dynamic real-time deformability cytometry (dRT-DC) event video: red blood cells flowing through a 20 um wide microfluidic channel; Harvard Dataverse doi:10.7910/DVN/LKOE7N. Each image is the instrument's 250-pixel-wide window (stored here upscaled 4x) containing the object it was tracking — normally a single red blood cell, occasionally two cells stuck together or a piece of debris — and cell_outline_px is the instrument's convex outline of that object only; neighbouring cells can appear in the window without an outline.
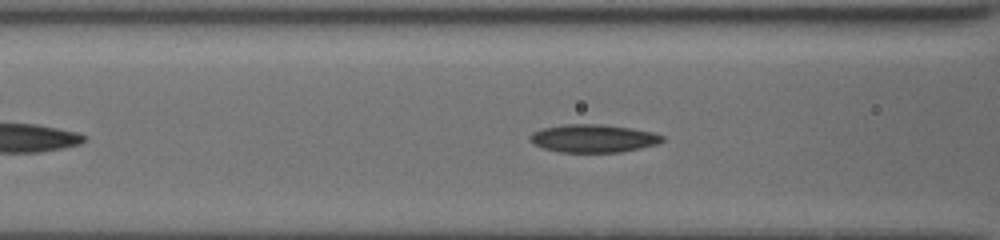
{"species": "common noctule bat (a hibernating species)", "species_latin": "Nyctalus noctula", "temperature_condition": "cold", "stored_images_in_passage": 42, "camera_frame_rate_fps": 3000, "um_per_image_px": 0.085, "animal": {"sex": "female", "body_mass_g": 19.5, "forearm_length_mm": 54.1}, "frame": {"image": 1, "passage_image": 11, "time_ms": 3.333, "image_size_px": [1000, 240], "cell_outline_px": [[664, 140], [656, 144], [640, 148], [620, 152], [560, 152], [544, 148], [532, 144], [528, 140], [528, 136], [532, 132], [544, 128], [564, 124], [604, 124], [632, 128], [652, 132], [664, 136]], "centroid_in_image_um": [50.4, 11.76], "position_along_channel_um": 116.2, "area_um2": 21.68}}
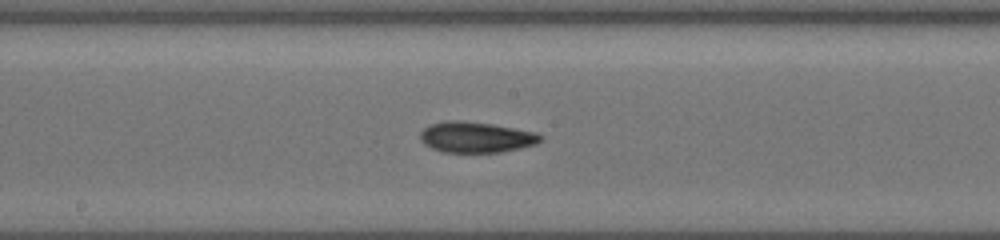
{"frame": {"image": 2, "passage_image": 18, "time_ms": 5.667, "image_size_px": [1000, 240], "cell_outline_px": [[544, 136], [536, 144], [520, 148], [500, 152], [444, 152], [432, 148], [424, 144], [420, 140], [420, 132], [424, 128], [432, 124], [448, 120], [460, 120], [492, 124], [536, 132]], "centroid_in_image_um": [40.46, 11.66], "position_along_channel_um": 207.7, "area_um2": 21.5}}
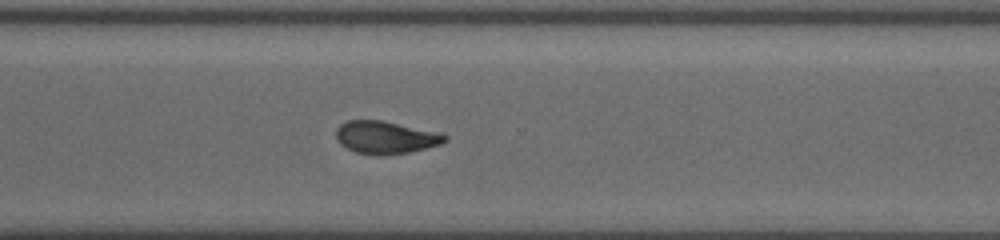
{"frame": {"image": 3, "passage_image": 28, "time_ms": 9.0, "image_size_px": [1000, 240], "cell_outline_px": [[448, 140], [440, 144], [408, 152], [376, 156], [356, 152], [340, 144], [336, 136], [336, 128], [340, 124], [348, 120], [380, 120], [440, 132], [448, 136]], "centroid_in_image_um": [32.77, 11.67], "position_along_channel_um": 337.8, "area_um2": 20.63}, "authors_computed_cell_mechanics": {"area_um2": 20.7213, "velocity_mm_per_s": 3.9204, "shape_relaxation_time_tau1_ms": 8.0785, "shape_relaxation_time_tau2_ms": 4.0327, "deformation_change_tau1": 0.1842, "deformation_change_tau2": 0.1048}}